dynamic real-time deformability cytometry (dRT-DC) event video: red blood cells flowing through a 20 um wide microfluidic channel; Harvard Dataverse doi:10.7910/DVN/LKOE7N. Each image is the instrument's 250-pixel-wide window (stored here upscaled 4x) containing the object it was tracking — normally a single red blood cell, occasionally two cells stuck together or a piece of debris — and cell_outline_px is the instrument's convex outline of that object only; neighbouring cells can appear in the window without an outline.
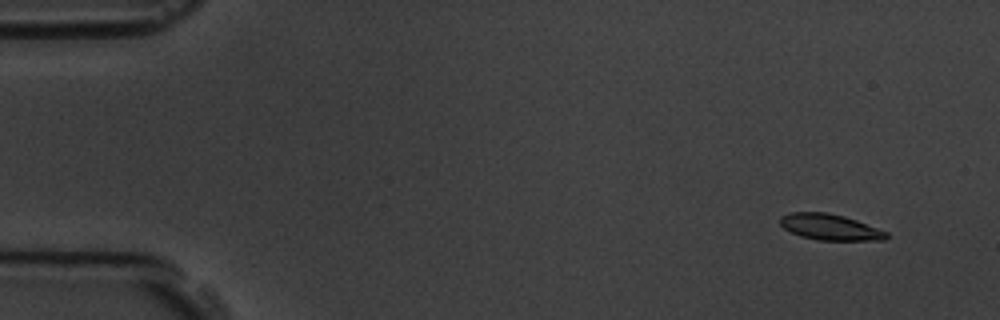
{"species": "common noctule bat (a hibernating species)", "species_latin": "Nyctalus noctula", "temperature_condition": "room temperature", "stored_images_in_passage": 5, "camera_frame_rate_fps": 3000, "um_per_image_px": 0.085, "animal": {"sex": "male", "body_mass_g": 19.5, "forearm_length_mm": 54.6}, "frame": {"image": 1, "passage_image": 2, "time_ms": 1.333, "image_size_px": [1000, 320], "cell_outline_px": [[888, 236], [884, 240], [816, 240], [800, 236], [784, 228], [780, 224], [780, 216], [792, 212], [828, 212], [844, 216], [856, 220], [888, 232]], "centroid_in_image_um": [70.54, 19.3], "position_along_channel_um": 14.5, "area_um2": 16.07}}
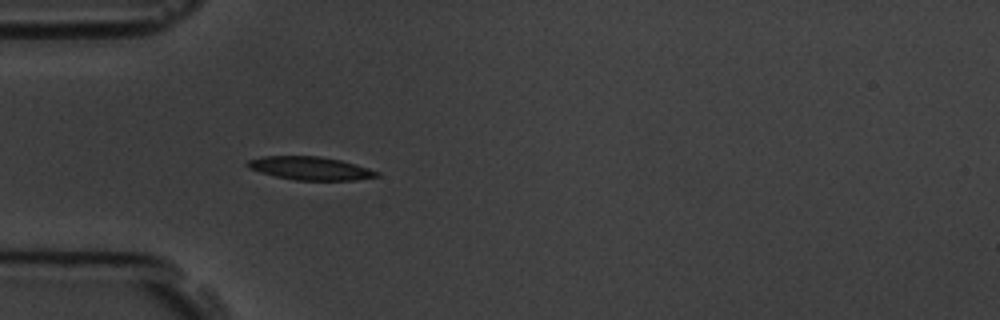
{"frame": {"image": 2, "passage_image": 5, "time_ms": 5.667, "image_size_px": [1000, 320], "cell_outline_px": [[380, 176], [356, 180], [296, 180], [276, 176], [260, 172], [248, 168], [244, 164], [248, 160], [264, 156], [320, 156], [340, 160], [356, 164], [380, 172]], "centroid_in_image_um": [26.38, 14.3], "position_along_channel_um": 58.6, "area_um2": 17.51}}